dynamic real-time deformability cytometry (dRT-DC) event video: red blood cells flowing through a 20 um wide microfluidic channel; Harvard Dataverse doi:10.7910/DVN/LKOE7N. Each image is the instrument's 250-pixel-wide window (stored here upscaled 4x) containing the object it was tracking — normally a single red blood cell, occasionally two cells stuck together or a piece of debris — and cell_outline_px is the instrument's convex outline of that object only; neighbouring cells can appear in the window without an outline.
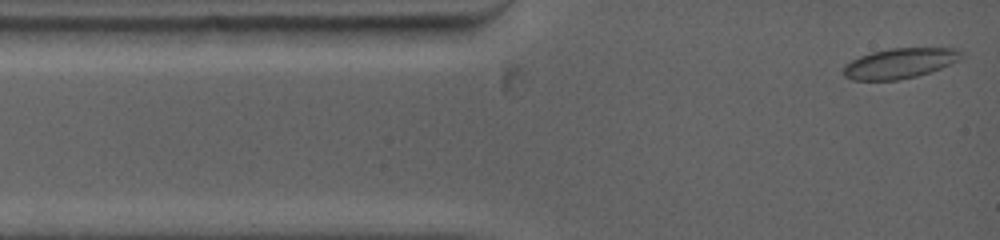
{"species": "common noctule bat (a hibernating species)", "species_latin": "Nyctalus noctula", "temperature_condition": "warm", "stored_images_in_passage": 45, "camera_frame_rate_fps": 5000, "um_per_image_px": 0.085, "animal": {"sex": "female", "body_mass_g": 19.0, "forearm_length_mm": 53.3}, "frame": {"image": 1, "passage_image": 1, "time_ms": 0.0, "image_size_px": [1000, 240], "cell_outline_px": [[964, 56], [960, 60], [940, 68], [916, 76], [896, 80], [852, 80], [844, 76], [844, 64], [860, 56], [872, 52], [888, 48], [956, 48], [964, 52]], "centroid_in_image_um": [76.5, 5.37], "position_along_channel_um": 8.5, "area_um2": 20.75}}
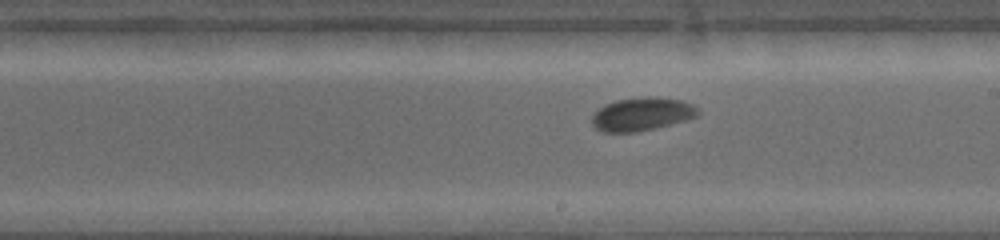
{"frame": {"image": 2, "passage_image": 26, "time_ms": 7.0, "image_size_px": [1000, 240], "cell_outline_px": [[700, 112], [696, 116], [684, 120], [636, 132], [604, 132], [596, 128], [592, 124], [592, 116], [600, 108], [616, 100], [648, 96], [680, 100], [692, 104]], "centroid_in_image_um": [54.54, 9.7], "position_along_channel_um": 234.5, "area_um2": 20.0}}
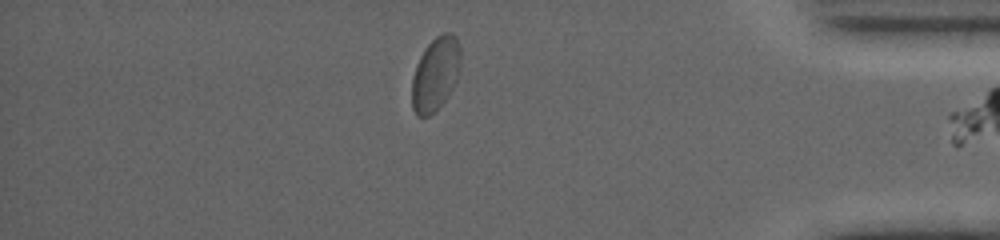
{"frame": {"image": 3, "passage_image": 44, "time_ms": 12.2, "image_size_px": [1000, 240], "cell_outline_px": [[460, 68], [456, 80], [448, 96], [436, 112], [428, 116], [416, 116], [412, 108], [412, 76], [416, 64], [424, 48], [436, 36], [444, 32], [452, 32], [456, 36], [460, 44]], "centroid_in_image_um": [37.02, 6.28], "position_along_channel_um": 398.2, "area_um2": 21.27}}